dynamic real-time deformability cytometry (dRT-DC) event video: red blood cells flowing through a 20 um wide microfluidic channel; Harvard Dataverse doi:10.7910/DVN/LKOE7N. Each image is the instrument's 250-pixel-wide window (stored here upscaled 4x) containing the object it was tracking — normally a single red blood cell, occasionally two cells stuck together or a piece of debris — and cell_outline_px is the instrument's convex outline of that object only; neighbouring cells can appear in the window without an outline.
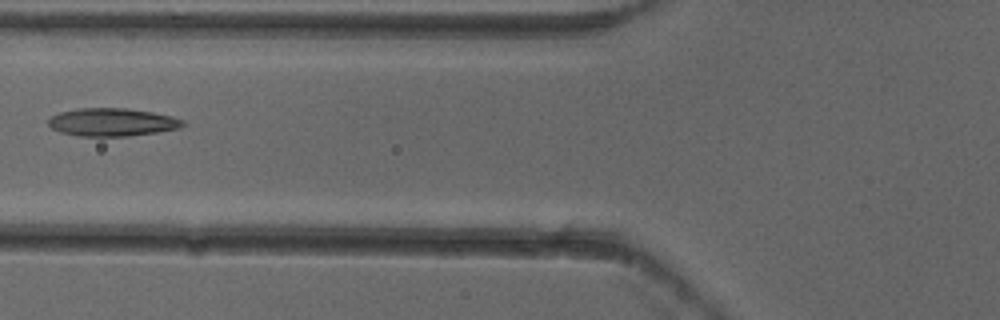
{"species": "common noctule bat (a hibernating species)", "species_latin": "Nyctalus noctula", "temperature_condition": "cold", "stored_images_in_passage": 5, "camera_frame_rate_fps": 3000, "um_per_image_px": 0.085, "animal": {"sex": "female"}, "frame": {"image": 1, "passage_image": 5, "time_ms": 1.333, "image_size_px": [1000, 320], "cell_outline_px": [[184, 124], [180, 128], [156, 132], [128, 136], [80, 136], [60, 132], [52, 128], [48, 124], [48, 120], [52, 116], [60, 112], [80, 108], [124, 108], [152, 112], [172, 116], [184, 120]], "centroid_in_image_um": [9.53, 10.38], "position_along_channel_um": 116.3, "area_um2": 21.79}}